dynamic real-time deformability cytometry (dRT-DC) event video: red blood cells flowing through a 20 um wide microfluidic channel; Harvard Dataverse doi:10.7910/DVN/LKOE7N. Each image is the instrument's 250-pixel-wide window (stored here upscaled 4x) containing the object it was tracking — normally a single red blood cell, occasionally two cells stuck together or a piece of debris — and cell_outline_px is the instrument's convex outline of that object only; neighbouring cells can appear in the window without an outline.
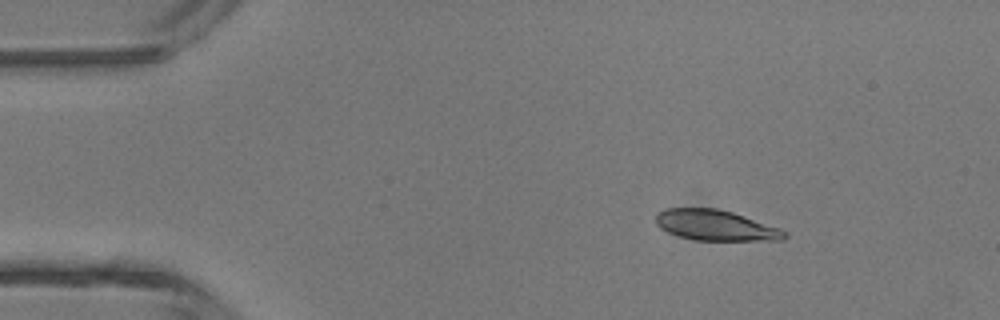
{"species": "common noctule bat (a hibernating species)", "species_latin": "Nyctalus noctula", "temperature_condition": "room temperature", "stored_images_in_passage": 4, "camera_frame_rate_fps": 3000, "um_per_image_px": 0.085, "animal": {"sex": "male", "body_mass_g": 13.3}, "frame": {"image": 1, "passage_image": 2, "time_ms": 0.333, "image_size_px": [1000, 320], "cell_outline_px": [[788, 236], [784, 240], [696, 240], [680, 236], [668, 232], [660, 228], [656, 224], [656, 212], [668, 208], [716, 208], [732, 212], [780, 228], [788, 232]], "centroid_in_image_um": [60.84, 19.15], "position_along_channel_um": 24.2, "area_um2": 22.89}}
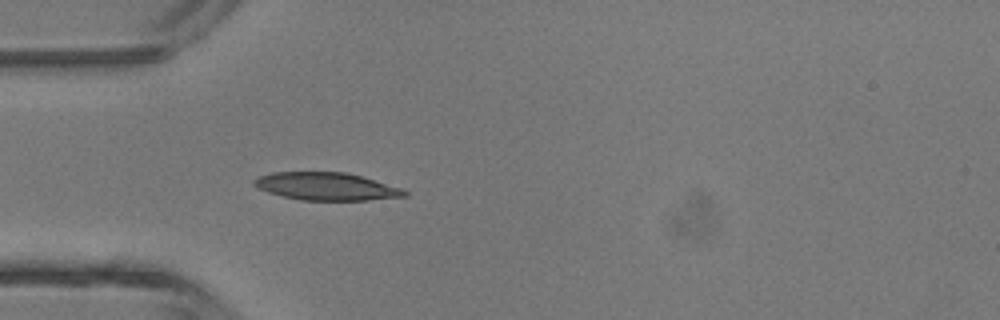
{"frame": {"image": 2, "passage_image": 4, "time_ms": 1.0, "image_size_px": [1000, 320], "cell_outline_px": [[408, 196], [368, 200], [300, 200], [268, 192], [252, 184], [252, 180], [260, 176], [272, 172], [348, 172], [400, 188], [408, 192]], "centroid_in_image_um": [27.73, 15.84], "position_along_channel_um": 57.3, "area_um2": 24.1}}